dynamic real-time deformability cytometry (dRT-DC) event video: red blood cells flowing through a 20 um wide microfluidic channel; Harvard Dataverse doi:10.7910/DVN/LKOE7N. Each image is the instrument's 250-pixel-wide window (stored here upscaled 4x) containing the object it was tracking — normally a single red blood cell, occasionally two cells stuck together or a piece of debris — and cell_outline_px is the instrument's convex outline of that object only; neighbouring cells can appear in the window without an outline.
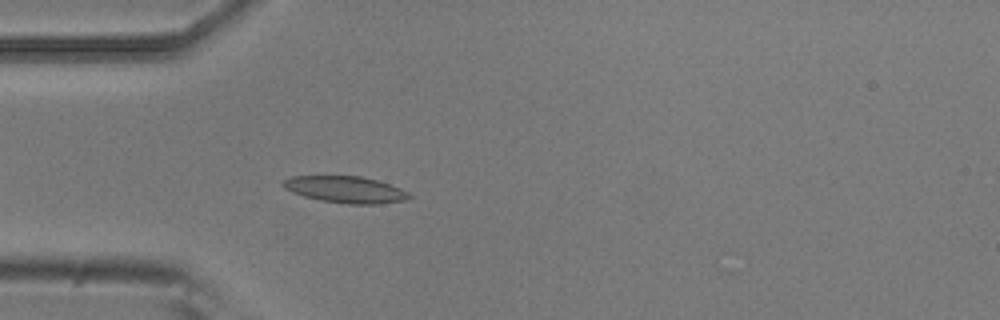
{"species": "common noctule bat (a hibernating species)", "species_latin": "Nyctalus noctula", "temperature_condition": "room temperature", "stored_images_in_passage": 5, "camera_frame_rate_fps": 3000, "um_per_image_px": 0.085, "animal": {"sex": "male", "body_mass_g": 20.5, "forearm_length_mm": 52.5}, "frame": {"image": 1, "passage_image": 5, "time_ms": 1.333, "image_size_px": [1000, 320], "cell_outline_px": [[412, 196], [404, 200], [376, 204], [348, 204], [320, 200], [304, 196], [292, 192], [284, 188], [280, 184], [284, 180], [292, 176], [360, 176], [376, 180], [400, 188], [408, 192]], "centroid_in_image_um": [29.33, 16.11], "position_along_channel_um": 55.7, "area_um2": 19.42}}